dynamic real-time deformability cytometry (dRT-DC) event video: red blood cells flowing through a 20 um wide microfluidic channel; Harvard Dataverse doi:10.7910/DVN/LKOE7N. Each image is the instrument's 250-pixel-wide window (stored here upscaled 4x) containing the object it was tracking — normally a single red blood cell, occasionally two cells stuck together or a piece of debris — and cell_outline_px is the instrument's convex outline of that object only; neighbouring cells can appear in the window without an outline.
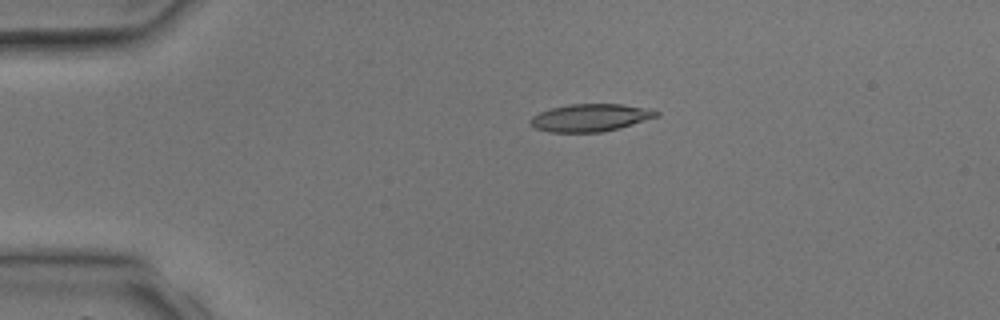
{"species": "common noctule bat (a hibernating species)", "species_latin": "Nyctalus noctula", "temperature_condition": "room temperature", "stored_images_in_passage": 3, "camera_frame_rate_fps": 3000, "um_per_image_px": 0.085, "animal": {"sex": "male", "body_mass_g": 17.9, "forearm_length_mm": 54.2}, "frame": {"image": 1, "passage_image": 3, "time_ms": 2.667, "image_size_px": [1000, 320], "cell_outline_px": [[660, 116], [620, 128], [600, 132], [548, 132], [536, 128], [528, 120], [532, 116], [540, 112], [552, 108], [572, 104], [620, 104], [660, 112]], "centroid_in_image_um": [50.16, 10.01], "position_along_channel_um": 34.8, "area_um2": 19.94}}